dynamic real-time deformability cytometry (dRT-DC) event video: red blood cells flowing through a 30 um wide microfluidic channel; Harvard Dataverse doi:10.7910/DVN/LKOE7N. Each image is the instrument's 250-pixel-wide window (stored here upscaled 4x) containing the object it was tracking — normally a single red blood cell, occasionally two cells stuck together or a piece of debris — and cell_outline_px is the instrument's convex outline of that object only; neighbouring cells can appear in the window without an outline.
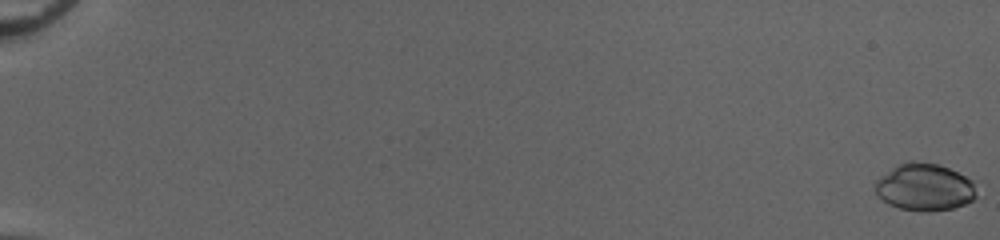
{"species": "common noctule bat (a hibernating species)", "species_latin": "Nyctalus noctula", "temperature_condition": "cold", "stored_images_in_passage": 54, "camera_frame_rate_fps": 3000, "um_per_image_px": 0.085, "animal": {"sex": "female", "body_mass_g": 20.0, "forearm_length_mm": 54.0}, "frame": {"image": 1, "passage_image": 1, "time_ms": 0.0, "image_size_px": [1000, 240], "cell_outline_px": [[976, 196], [972, 200], [964, 204], [952, 208], [928, 212], [924, 212], [900, 208], [888, 204], [876, 192], [876, 180], [892, 168], [908, 160], [912, 160], [936, 164], [948, 168], [972, 180]], "centroid_in_image_um": [78.58, 15.91], "position_along_channel_um": 6.4, "area_um2": 27.46}}
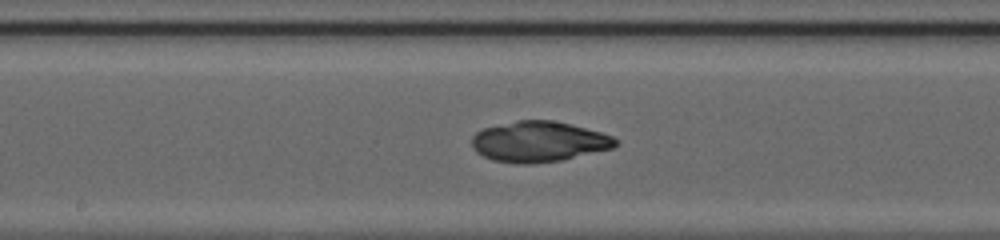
{"frame": {"image": 2, "passage_image": 32, "time_ms": 10.333, "image_size_px": [1000, 240], "cell_outline_px": [[620, 144], [612, 148], [564, 160], [532, 164], [516, 164], [492, 160], [476, 152], [472, 148], [472, 136], [476, 132], [484, 128], [516, 120], [552, 120], [600, 132], [612, 136], [620, 140]], "centroid_in_image_um": [45.8, 12.05], "position_along_channel_um": 202.4, "area_um2": 34.16}}
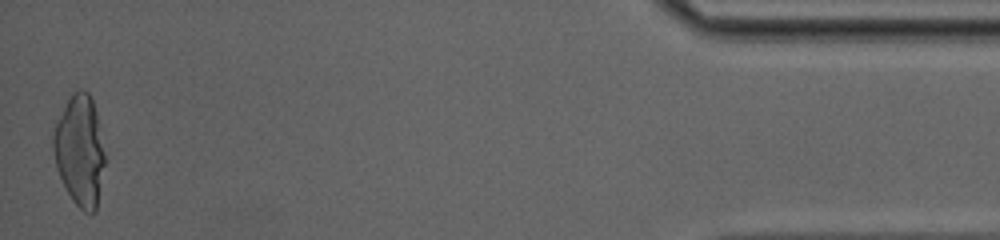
{"frame": {"image": 3, "passage_image": 54, "time_ms": 17.667, "image_size_px": [1000, 240], "cell_outline_px": [[104, 164], [96, 212], [84, 212], [72, 200], [56, 168], [52, 148], [52, 136], [56, 120], [72, 92], [80, 88], [88, 92], [92, 100], [96, 112], [104, 152]], "centroid_in_image_um": [6.75, 12.77], "position_along_channel_um": 428.4, "area_um2": 33.12}}